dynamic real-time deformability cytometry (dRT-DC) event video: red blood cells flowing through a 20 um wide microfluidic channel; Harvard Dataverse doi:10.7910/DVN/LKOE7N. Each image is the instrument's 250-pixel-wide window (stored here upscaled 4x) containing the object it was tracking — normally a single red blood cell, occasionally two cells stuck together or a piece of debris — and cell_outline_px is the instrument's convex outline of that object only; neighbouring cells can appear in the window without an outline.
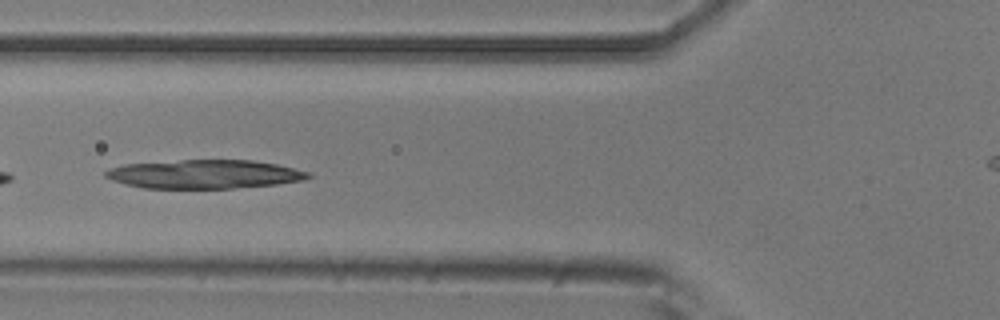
{"species": "common noctule bat (a hibernating species)", "species_latin": "Nyctalus noctula", "temperature_condition": "room temperature", "stored_images_in_passage": 28, "camera_frame_rate_fps": 3000, "um_per_image_px": 0.085, "animal": {"sex": "male", "body_mass_g": 20.5, "forearm_length_mm": 52.5}, "frame": {"image": 1, "passage_image": 13, "time_ms": 4.0, "image_size_px": [1000, 320], "cell_outline_px": [[312, 176], [304, 180], [276, 184], [232, 188], [144, 188], [112, 180], [104, 176], [104, 172], [112, 168], [124, 164], [180, 160], [252, 160], [276, 164], [312, 172]], "centroid_in_image_um": [17.42, 14.8], "position_along_channel_um": 108.4, "area_um2": 33.81}}